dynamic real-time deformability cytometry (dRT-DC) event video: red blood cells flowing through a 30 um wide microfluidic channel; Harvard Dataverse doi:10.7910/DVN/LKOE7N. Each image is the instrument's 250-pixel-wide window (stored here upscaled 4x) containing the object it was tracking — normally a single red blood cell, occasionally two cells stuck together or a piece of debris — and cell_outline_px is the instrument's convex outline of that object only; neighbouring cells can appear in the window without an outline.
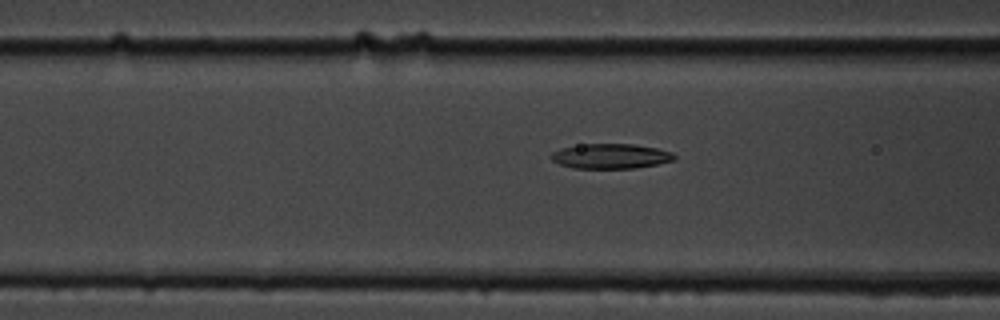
{"species": "common noctule bat (a hibernating species)", "species_latin": "Nyctalus noctula", "temperature_condition": "cold", "stored_images_in_passage": 40, "camera_frame_rate_fps": 3000, "um_per_image_px": 0.085, "animal": {"sex": "male", "body_mass_g": 19.5, "forearm_length_mm": 54.6}, "frame": {"image": 1, "passage_image": 6, "time_ms": 1.667, "image_size_px": [1000, 320], "cell_outline_px": [[676, 160], [636, 168], [572, 168], [560, 164], [552, 160], [552, 152], [560, 148], [580, 144], [632, 144], [656, 148], [672, 152], [676, 156]], "centroid_in_image_um": [51.91, 13.27], "position_along_channel_um": 114.7, "area_um2": 17.86}}
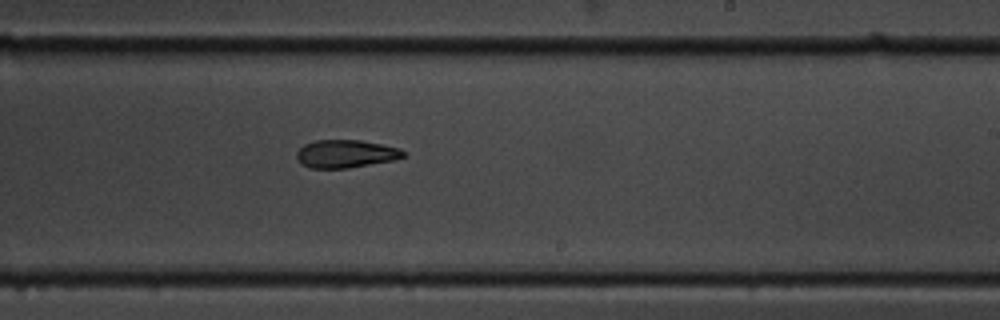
{"frame": {"image": 2, "passage_image": 18, "time_ms": 5.667, "image_size_px": [1000, 320], "cell_outline_px": [[404, 156], [396, 160], [348, 168], [308, 168], [300, 164], [296, 156], [296, 152], [304, 144], [316, 140], [360, 140], [400, 148], [404, 152]], "centroid_in_image_um": [29.36, 13.08], "position_along_channel_um": 259.6, "area_um2": 17.46}}
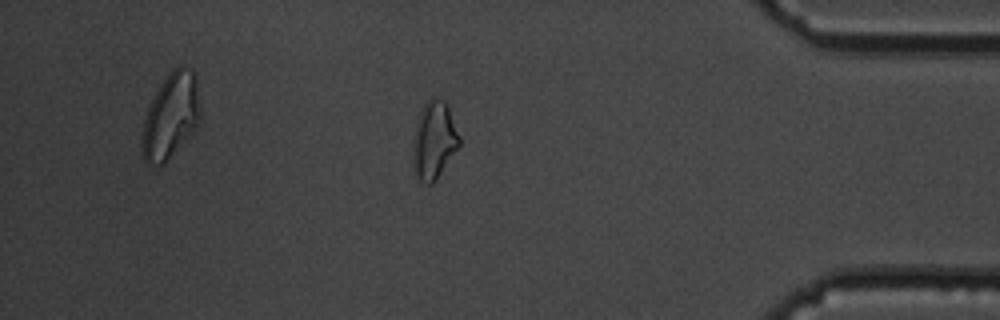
{"frame": {"image": 3, "passage_image": 32, "time_ms": 10.333, "image_size_px": [1000, 320], "cell_outline_px": [[460, 144], [436, 180], [432, 184], [424, 184], [420, 180], [412, 164], [412, 144], [416, 124], [420, 112], [424, 104], [432, 96], [444, 100], [448, 108], [460, 136]], "centroid_in_image_um": [36.87, 11.93], "position_along_channel_um": 398.3, "area_um2": 20.92}, "authors_computed_cell_mechanics": {"area_um2": 18.0914, "velocity_mm_per_s": 3.6299, "shape_relaxation_time_tau1_ms": 5.1173, "shape_relaxation_time_tau2_ms": 7.8993, "deformation_change_tau1": 0.1372, "deformation_change_tau2": 0.1744}}